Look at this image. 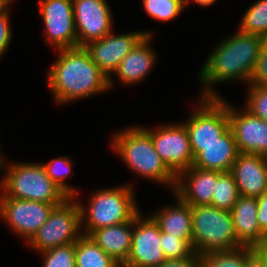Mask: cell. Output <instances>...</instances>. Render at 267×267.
<instances>
[{
  "label": "cell",
  "instance_id": "obj_1",
  "mask_svg": "<svg viewBox=\"0 0 267 267\" xmlns=\"http://www.w3.org/2000/svg\"><path fill=\"white\" fill-rule=\"evenodd\" d=\"M47 80L55 102L66 104L109 89L108 78L92 61L85 47L59 49Z\"/></svg>",
  "mask_w": 267,
  "mask_h": 267
},
{
  "label": "cell",
  "instance_id": "obj_2",
  "mask_svg": "<svg viewBox=\"0 0 267 267\" xmlns=\"http://www.w3.org/2000/svg\"><path fill=\"white\" fill-rule=\"evenodd\" d=\"M260 50V36L239 29L236 34L223 40L200 70L199 79L205 85L201 97L219 98L210 86L220 82L243 79L249 83Z\"/></svg>",
  "mask_w": 267,
  "mask_h": 267
},
{
  "label": "cell",
  "instance_id": "obj_3",
  "mask_svg": "<svg viewBox=\"0 0 267 267\" xmlns=\"http://www.w3.org/2000/svg\"><path fill=\"white\" fill-rule=\"evenodd\" d=\"M111 147L136 174L175 189L176 175L156 152L151 136L141 127H129L113 135ZM171 185V186H170Z\"/></svg>",
  "mask_w": 267,
  "mask_h": 267
},
{
  "label": "cell",
  "instance_id": "obj_4",
  "mask_svg": "<svg viewBox=\"0 0 267 267\" xmlns=\"http://www.w3.org/2000/svg\"><path fill=\"white\" fill-rule=\"evenodd\" d=\"M133 194L129 184L95 191L88 208L79 204L82 234L89 236L100 228L131 221L139 213Z\"/></svg>",
  "mask_w": 267,
  "mask_h": 267
},
{
  "label": "cell",
  "instance_id": "obj_5",
  "mask_svg": "<svg viewBox=\"0 0 267 267\" xmlns=\"http://www.w3.org/2000/svg\"><path fill=\"white\" fill-rule=\"evenodd\" d=\"M7 167V168H6ZM1 180L2 196L59 205L68 196L49 178L42 164L11 163Z\"/></svg>",
  "mask_w": 267,
  "mask_h": 267
},
{
  "label": "cell",
  "instance_id": "obj_6",
  "mask_svg": "<svg viewBox=\"0 0 267 267\" xmlns=\"http://www.w3.org/2000/svg\"><path fill=\"white\" fill-rule=\"evenodd\" d=\"M192 246L198 255L243 246L236 238L230 211L212 205L191 206Z\"/></svg>",
  "mask_w": 267,
  "mask_h": 267
},
{
  "label": "cell",
  "instance_id": "obj_7",
  "mask_svg": "<svg viewBox=\"0 0 267 267\" xmlns=\"http://www.w3.org/2000/svg\"><path fill=\"white\" fill-rule=\"evenodd\" d=\"M66 198L55 206L47 221L28 242L38 252L75 243L82 235L79 202Z\"/></svg>",
  "mask_w": 267,
  "mask_h": 267
},
{
  "label": "cell",
  "instance_id": "obj_8",
  "mask_svg": "<svg viewBox=\"0 0 267 267\" xmlns=\"http://www.w3.org/2000/svg\"><path fill=\"white\" fill-rule=\"evenodd\" d=\"M197 110L185 123L195 157L203 146L217 141L229 128L228 103L219 98H201Z\"/></svg>",
  "mask_w": 267,
  "mask_h": 267
},
{
  "label": "cell",
  "instance_id": "obj_9",
  "mask_svg": "<svg viewBox=\"0 0 267 267\" xmlns=\"http://www.w3.org/2000/svg\"><path fill=\"white\" fill-rule=\"evenodd\" d=\"M142 128L151 136L156 152L176 176L193 166L194 156L185 124L164 125L155 130Z\"/></svg>",
  "mask_w": 267,
  "mask_h": 267
},
{
  "label": "cell",
  "instance_id": "obj_10",
  "mask_svg": "<svg viewBox=\"0 0 267 267\" xmlns=\"http://www.w3.org/2000/svg\"><path fill=\"white\" fill-rule=\"evenodd\" d=\"M133 218L132 247L121 267H158L166 260L160 245L161 229L152 216Z\"/></svg>",
  "mask_w": 267,
  "mask_h": 267
},
{
  "label": "cell",
  "instance_id": "obj_11",
  "mask_svg": "<svg viewBox=\"0 0 267 267\" xmlns=\"http://www.w3.org/2000/svg\"><path fill=\"white\" fill-rule=\"evenodd\" d=\"M55 206L34 200L0 198V216L28 243L47 221Z\"/></svg>",
  "mask_w": 267,
  "mask_h": 267
},
{
  "label": "cell",
  "instance_id": "obj_12",
  "mask_svg": "<svg viewBox=\"0 0 267 267\" xmlns=\"http://www.w3.org/2000/svg\"><path fill=\"white\" fill-rule=\"evenodd\" d=\"M40 14L46 32L45 42L55 49L78 47L72 0H40Z\"/></svg>",
  "mask_w": 267,
  "mask_h": 267
},
{
  "label": "cell",
  "instance_id": "obj_13",
  "mask_svg": "<svg viewBox=\"0 0 267 267\" xmlns=\"http://www.w3.org/2000/svg\"><path fill=\"white\" fill-rule=\"evenodd\" d=\"M109 34L99 40L88 43L85 49L92 61L108 78L109 89L112 86L111 74L114 73L123 58L137 45L144 36H152L151 32H130L128 34Z\"/></svg>",
  "mask_w": 267,
  "mask_h": 267
},
{
  "label": "cell",
  "instance_id": "obj_14",
  "mask_svg": "<svg viewBox=\"0 0 267 267\" xmlns=\"http://www.w3.org/2000/svg\"><path fill=\"white\" fill-rule=\"evenodd\" d=\"M78 47L113 31L112 12L105 0H72Z\"/></svg>",
  "mask_w": 267,
  "mask_h": 267
},
{
  "label": "cell",
  "instance_id": "obj_15",
  "mask_svg": "<svg viewBox=\"0 0 267 267\" xmlns=\"http://www.w3.org/2000/svg\"><path fill=\"white\" fill-rule=\"evenodd\" d=\"M228 114L239 153L267 157V121L252 115L245 108L240 112L229 104Z\"/></svg>",
  "mask_w": 267,
  "mask_h": 267
},
{
  "label": "cell",
  "instance_id": "obj_16",
  "mask_svg": "<svg viewBox=\"0 0 267 267\" xmlns=\"http://www.w3.org/2000/svg\"><path fill=\"white\" fill-rule=\"evenodd\" d=\"M221 173L192 166L176 176L173 191L190 206L211 205L215 185Z\"/></svg>",
  "mask_w": 267,
  "mask_h": 267
},
{
  "label": "cell",
  "instance_id": "obj_17",
  "mask_svg": "<svg viewBox=\"0 0 267 267\" xmlns=\"http://www.w3.org/2000/svg\"><path fill=\"white\" fill-rule=\"evenodd\" d=\"M240 196L259 197L267 190V157L239 153L230 171Z\"/></svg>",
  "mask_w": 267,
  "mask_h": 267
},
{
  "label": "cell",
  "instance_id": "obj_18",
  "mask_svg": "<svg viewBox=\"0 0 267 267\" xmlns=\"http://www.w3.org/2000/svg\"><path fill=\"white\" fill-rule=\"evenodd\" d=\"M230 213L236 238L243 246L261 248L267 245V237L257 220V198L239 196Z\"/></svg>",
  "mask_w": 267,
  "mask_h": 267
},
{
  "label": "cell",
  "instance_id": "obj_19",
  "mask_svg": "<svg viewBox=\"0 0 267 267\" xmlns=\"http://www.w3.org/2000/svg\"><path fill=\"white\" fill-rule=\"evenodd\" d=\"M238 154L234 134L229 128L217 141L203 146V149L194 157L193 167L229 172Z\"/></svg>",
  "mask_w": 267,
  "mask_h": 267
},
{
  "label": "cell",
  "instance_id": "obj_20",
  "mask_svg": "<svg viewBox=\"0 0 267 267\" xmlns=\"http://www.w3.org/2000/svg\"><path fill=\"white\" fill-rule=\"evenodd\" d=\"M133 219L116 225L100 228L89 236L121 266L126 262L132 247Z\"/></svg>",
  "mask_w": 267,
  "mask_h": 267
},
{
  "label": "cell",
  "instance_id": "obj_21",
  "mask_svg": "<svg viewBox=\"0 0 267 267\" xmlns=\"http://www.w3.org/2000/svg\"><path fill=\"white\" fill-rule=\"evenodd\" d=\"M151 38L144 36L120 62L114 71L120 82L135 84L149 73L156 60L154 51L149 47Z\"/></svg>",
  "mask_w": 267,
  "mask_h": 267
},
{
  "label": "cell",
  "instance_id": "obj_22",
  "mask_svg": "<svg viewBox=\"0 0 267 267\" xmlns=\"http://www.w3.org/2000/svg\"><path fill=\"white\" fill-rule=\"evenodd\" d=\"M176 206L164 207L158 213L152 214L161 232L173 234L181 239H192L191 206L178 196Z\"/></svg>",
  "mask_w": 267,
  "mask_h": 267
},
{
  "label": "cell",
  "instance_id": "obj_23",
  "mask_svg": "<svg viewBox=\"0 0 267 267\" xmlns=\"http://www.w3.org/2000/svg\"><path fill=\"white\" fill-rule=\"evenodd\" d=\"M76 267H121L90 236L82 234L75 242Z\"/></svg>",
  "mask_w": 267,
  "mask_h": 267
},
{
  "label": "cell",
  "instance_id": "obj_24",
  "mask_svg": "<svg viewBox=\"0 0 267 267\" xmlns=\"http://www.w3.org/2000/svg\"><path fill=\"white\" fill-rule=\"evenodd\" d=\"M255 247L241 246L237 249L199 255V267H246L247 258Z\"/></svg>",
  "mask_w": 267,
  "mask_h": 267
},
{
  "label": "cell",
  "instance_id": "obj_25",
  "mask_svg": "<svg viewBox=\"0 0 267 267\" xmlns=\"http://www.w3.org/2000/svg\"><path fill=\"white\" fill-rule=\"evenodd\" d=\"M237 185L232 173L222 172L217 179L211 205L230 211L239 197Z\"/></svg>",
  "mask_w": 267,
  "mask_h": 267
},
{
  "label": "cell",
  "instance_id": "obj_26",
  "mask_svg": "<svg viewBox=\"0 0 267 267\" xmlns=\"http://www.w3.org/2000/svg\"><path fill=\"white\" fill-rule=\"evenodd\" d=\"M239 30L261 36L267 32V0H258L243 15Z\"/></svg>",
  "mask_w": 267,
  "mask_h": 267
},
{
  "label": "cell",
  "instance_id": "obj_27",
  "mask_svg": "<svg viewBox=\"0 0 267 267\" xmlns=\"http://www.w3.org/2000/svg\"><path fill=\"white\" fill-rule=\"evenodd\" d=\"M147 14L159 21H169L177 17L186 8L184 0H142Z\"/></svg>",
  "mask_w": 267,
  "mask_h": 267
},
{
  "label": "cell",
  "instance_id": "obj_28",
  "mask_svg": "<svg viewBox=\"0 0 267 267\" xmlns=\"http://www.w3.org/2000/svg\"><path fill=\"white\" fill-rule=\"evenodd\" d=\"M44 169L46 170L47 175L49 178L68 196V197H75L77 190L73 187L68 186L65 183L64 179L67 178L71 173V161L69 157H59L57 159H52L47 164H42Z\"/></svg>",
  "mask_w": 267,
  "mask_h": 267
},
{
  "label": "cell",
  "instance_id": "obj_29",
  "mask_svg": "<svg viewBox=\"0 0 267 267\" xmlns=\"http://www.w3.org/2000/svg\"><path fill=\"white\" fill-rule=\"evenodd\" d=\"M160 245L166 259H183L195 254L192 239H181L170 233L161 232Z\"/></svg>",
  "mask_w": 267,
  "mask_h": 267
},
{
  "label": "cell",
  "instance_id": "obj_30",
  "mask_svg": "<svg viewBox=\"0 0 267 267\" xmlns=\"http://www.w3.org/2000/svg\"><path fill=\"white\" fill-rule=\"evenodd\" d=\"M43 267H76L75 243L57 246L41 252Z\"/></svg>",
  "mask_w": 267,
  "mask_h": 267
},
{
  "label": "cell",
  "instance_id": "obj_31",
  "mask_svg": "<svg viewBox=\"0 0 267 267\" xmlns=\"http://www.w3.org/2000/svg\"><path fill=\"white\" fill-rule=\"evenodd\" d=\"M245 109L252 115L267 121V86L249 85Z\"/></svg>",
  "mask_w": 267,
  "mask_h": 267
},
{
  "label": "cell",
  "instance_id": "obj_32",
  "mask_svg": "<svg viewBox=\"0 0 267 267\" xmlns=\"http://www.w3.org/2000/svg\"><path fill=\"white\" fill-rule=\"evenodd\" d=\"M248 85L267 86V52L260 50Z\"/></svg>",
  "mask_w": 267,
  "mask_h": 267
},
{
  "label": "cell",
  "instance_id": "obj_33",
  "mask_svg": "<svg viewBox=\"0 0 267 267\" xmlns=\"http://www.w3.org/2000/svg\"><path fill=\"white\" fill-rule=\"evenodd\" d=\"M9 18L8 12L0 15V56L7 50L12 38Z\"/></svg>",
  "mask_w": 267,
  "mask_h": 267
},
{
  "label": "cell",
  "instance_id": "obj_34",
  "mask_svg": "<svg viewBox=\"0 0 267 267\" xmlns=\"http://www.w3.org/2000/svg\"><path fill=\"white\" fill-rule=\"evenodd\" d=\"M257 220L261 232L267 237V190L257 197Z\"/></svg>",
  "mask_w": 267,
  "mask_h": 267
},
{
  "label": "cell",
  "instance_id": "obj_35",
  "mask_svg": "<svg viewBox=\"0 0 267 267\" xmlns=\"http://www.w3.org/2000/svg\"><path fill=\"white\" fill-rule=\"evenodd\" d=\"M158 267H199V255L183 259H166Z\"/></svg>",
  "mask_w": 267,
  "mask_h": 267
},
{
  "label": "cell",
  "instance_id": "obj_36",
  "mask_svg": "<svg viewBox=\"0 0 267 267\" xmlns=\"http://www.w3.org/2000/svg\"><path fill=\"white\" fill-rule=\"evenodd\" d=\"M246 267H267L266 246L257 248L248 258Z\"/></svg>",
  "mask_w": 267,
  "mask_h": 267
},
{
  "label": "cell",
  "instance_id": "obj_37",
  "mask_svg": "<svg viewBox=\"0 0 267 267\" xmlns=\"http://www.w3.org/2000/svg\"><path fill=\"white\" fill-rule=\"evenodd\" d=\"M192 1L198 3L201 6H209L212 5L214 2H216L217 0H192ZM189 2L190 0H184V6H186Z\"/></svg>",
  "mask_w": 267,
  "mask_h": 267
},
{
  "label": "cell",
  "instance_id": "obj_38",
  "mask_svg": "<svg viewBox=\"0 0 267 267\" xmlns=\"http://www.w3.org/2000/svg\"><path fill=\"white\" fill-rule=\"evenodd\" d=\"M12 0H0V15L8 12V6Z\"/></svg>",
  "mask_w": 267,
  "mask_h": 267
},
{
  "label": "cell",
  "instance_id": "obj_39",
  "mask_svg": "<svg viewBox=\"0 0 267 267\" xmlns=\"http://www.w3.org/2000/svg\"><path fill=\"white\" fill-rule=\"evenodd\" d=\"M261 50L267 52V32L263 33L261 36Z\"/></svg>",
  "mask_w": 267,
  "mask_h": 267
},
{
  "label": "cell",
  "instance_id": "obj_40",
  "mask_svg": "<svg viewBox=\"0 0 267 267\" xmlns=\"http://www.w3.org/2000/svg\"><path fill=\"white\" fill-rule=\"evenodd\" d=\"M3 160H2V156L0 155V170H4V161L2 162Z\"/></svg>",
  "mask_w": 267,
  "mask_h": 267
}]
</instances>
